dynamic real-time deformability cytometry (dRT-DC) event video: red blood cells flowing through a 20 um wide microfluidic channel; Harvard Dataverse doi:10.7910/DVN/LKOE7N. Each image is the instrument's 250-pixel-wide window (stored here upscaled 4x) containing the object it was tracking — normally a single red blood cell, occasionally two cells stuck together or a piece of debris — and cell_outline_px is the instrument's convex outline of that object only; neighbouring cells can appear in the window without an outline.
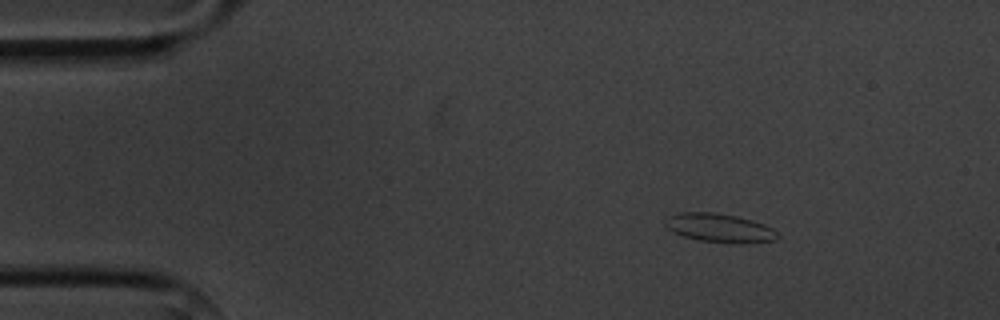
{"species": "common noctule bat (a hibernating species)", "species_latin": "Nyctalus noctula", "temperature_condition": "cold", "stored_images_in_passage": 5, "camera_frame_rate_fps": 3000, "um_per_image_px": 0.085, "animal": {"sex": "male", "body_mass_g": 20.1, "forearm_length_mm": 53.5}, "frame": {"image": 1, "passage_image": 1, "time_ms": 0.0, "image_size_px": [1000, 320], "cell_outline_px": [[780, 236], [776, 240], [744, 244], [740, 244], [700, 240], [684, 236], [672, 232], [664, 224], [664, 220], [668, 216], [680, 212], [712, 212], [736, 216], [752, 220], [764, 224], [772, 228]], "centroid_in_image_um": [61.16, 19.38], "position_along_channel_um": 23.8, "area_um2": 18.9}}
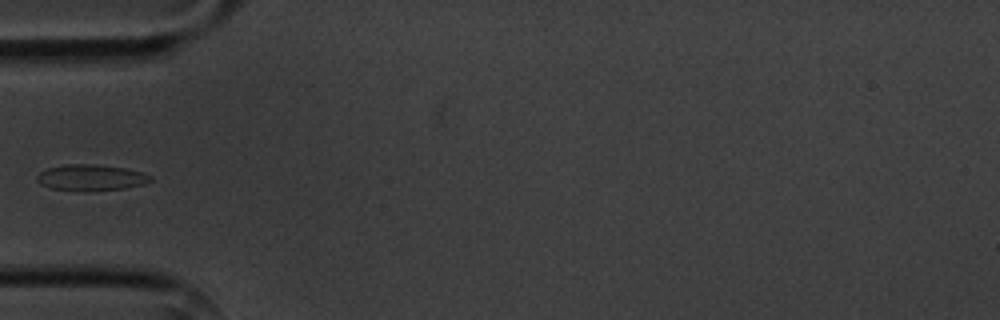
{"frame": {"image": 2, "passage_image": 4, "time_ms": 3.333, "image_size_px": [1000, 320], "cell_outline_px": [[152, 180], [144, 184], [124, 188], [88, 192], [84, 192], [52, 188], [40, 184], [36, 180], [36, 176], [40, 172], [48, 168], [68, 164], [92, 164], [124, 168], [144, 172], [152, 176]], "centroid_in_image_um": [7.74, 15.11], "position_along_channel_um": 77.3, "area_um2": 17.4}}
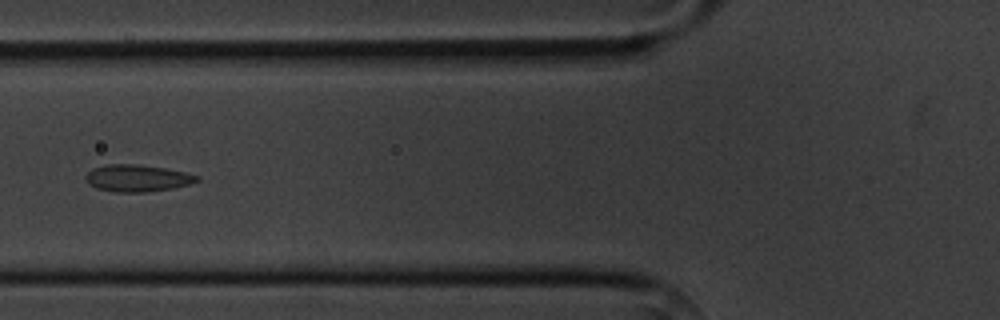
{"frame": {"image": 3, "passage_image": 5, "time_ms": 4.333, "image_size_px": [1000, 320], "cell_outline_px": [[200, 180], [188, 184], [172, 188], [148, 192], [112, 192], [96, 188], [88, 184], [84, 176], [92, 168], [104, 164], [136, 164], [164, 168], [184, 172], [200, 176]], "centroid_in_image_um": [11.62, 15.14], "position_along_channel_um": 114.2, "area_um2": 17.57}}